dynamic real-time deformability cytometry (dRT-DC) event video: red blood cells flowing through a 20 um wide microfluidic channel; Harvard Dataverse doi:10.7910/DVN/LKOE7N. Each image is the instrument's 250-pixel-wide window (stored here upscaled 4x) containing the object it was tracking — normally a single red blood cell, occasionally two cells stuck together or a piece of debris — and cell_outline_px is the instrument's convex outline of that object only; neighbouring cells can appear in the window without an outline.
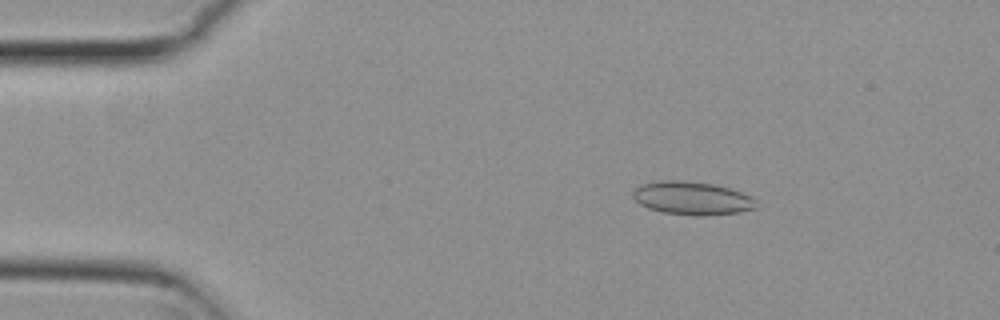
{"species": "common noctule bat (a hibernating species)", "species_latin": "Nyctalus noctula", "temperature_condition": "cold", "stored_images_in_passage": 55, "camera_frame_rate_fps": 3000, "um_per_image_px": 0.085, "animal": {"sex": "female", "body_mass_g": 29.2, "forearm_length_mm": 56.3}, "frame": {"image": 1, "passage_image": 9, "time_ms": 2.667, "image_size_px": [1000, 320], "cell_outline_px": [[756, 208], [740, 212], [700, 216], [664, 212], [648, 208], [640, 204], [632, 196], [632, 192], [640, 184], [664, 180], [680, 180], [716, 184], [752, 196], [756, 200]], "centroid_in_image_um": [58.83, 16.84], "position_along_channel_um": 26.2, "area_um2": 23.81}}
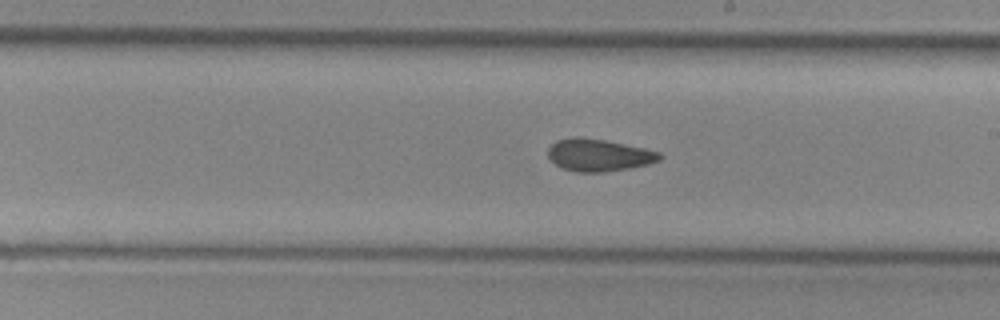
{"frame": {"image": 2, "passage_image": 31, "time_ms": 10.0, "image_size_px": [1000, 320], "cell_outline_px": [[664, 156], [660, 160], [648, 164], [632, 168], [604, 172], [576, 172], [564, 168], [556, 164], [548, 156], [548, 148], [556, 140], [572, 136], [576, 136], [604, 140], [644, 148], [660, 152]], "centroid_in_image_um": [50.91, 13.18], "position_along_channel_um": 238.1, "area_um2": 21.04}}
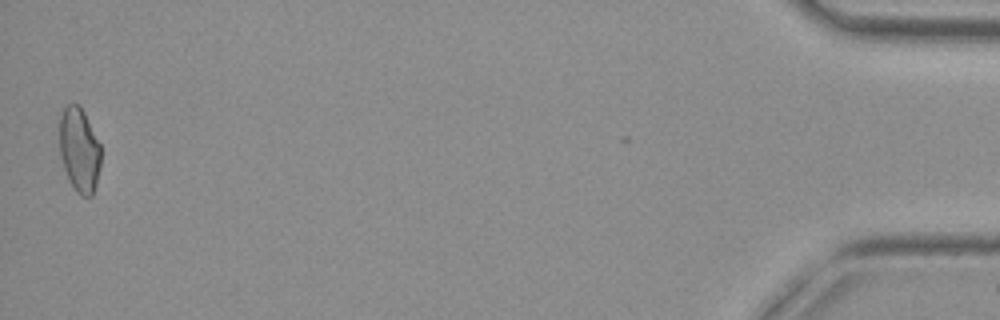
{"frame": {"image": 3, "passage_image": 54, "time_ms": 17.667, "image_size_px": [1000, 320], "cell_outline_px": [[100, 168], [96, 184], [92, 196], [80, 196], [76, 192], [68, 180], [60, 156], [60, 116], [64, 108], [68, 104], [80, 104], [100, 144]], "centroid_in_image_um": [6.74, 12.76], "position_along_channel_um": 428.5, "area_um2": 20.4}, "authors_computed_cell_mechanics": {"area_um2": 21.1548, "velocity_mm_per_s": 3.7823, "shape_relaxation_time_tau1_ms": null, "shape_relaxation_time_tau2_ms": 3.2818, "deformation_change_tau1": null, "deformation_change_tau2": 0.0973}}